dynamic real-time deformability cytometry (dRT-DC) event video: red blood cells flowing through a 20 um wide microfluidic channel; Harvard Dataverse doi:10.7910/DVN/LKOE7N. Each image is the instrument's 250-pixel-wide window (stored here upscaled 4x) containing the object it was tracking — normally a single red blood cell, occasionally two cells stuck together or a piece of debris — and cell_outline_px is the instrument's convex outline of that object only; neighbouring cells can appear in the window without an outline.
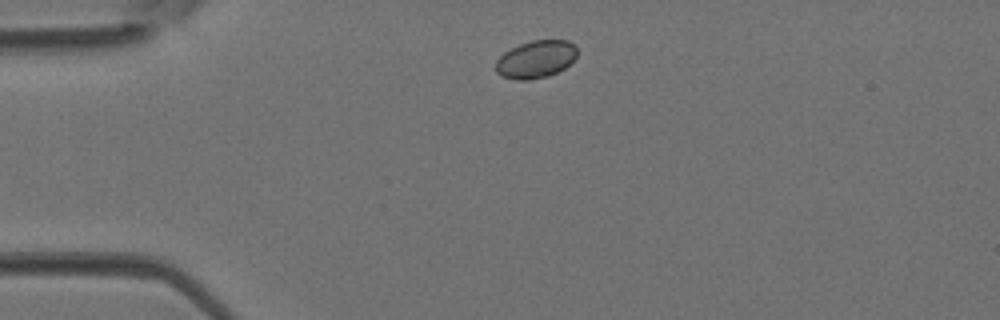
{"species": "Egyptian fruit bat (a non-hibernating species)", "species_latin": "Rousettus aegyptiacus", "temperature_condition": "room temperature", "stored_images_in_passage": 4, "camera_frame_rate_fps": 3000, "um_per_image_px": 0.085, "animal": {"sex": "female"}, "frame": {"image": 1, "passage_image": 4, "time_ms": 1.0, "image_size_px": [1000, 320], "cell_outline_px": [[576, 56], [564, 68], [548, 76], [528, 80], [516, 80], [500, 76], [496, 72], [496, 60], [504, 52], [520, 44], [532, 40], [568, 40], [576, 44]], "centroid_in_image_um": [45.53, 5.04], "position_along_channel_um": 39.5, "area_um2": 17.8}}